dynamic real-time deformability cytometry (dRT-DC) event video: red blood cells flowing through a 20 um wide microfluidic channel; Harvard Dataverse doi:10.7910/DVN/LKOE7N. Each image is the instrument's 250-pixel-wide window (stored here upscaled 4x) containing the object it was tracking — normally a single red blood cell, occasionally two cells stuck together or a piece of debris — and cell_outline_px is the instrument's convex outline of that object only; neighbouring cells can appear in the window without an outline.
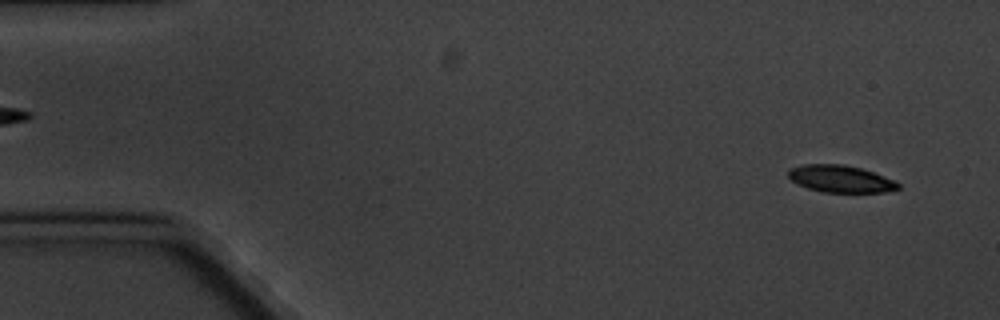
{"species": "common noctule bat (a hibernating species)", "species_latin": "Nyctalus noctula", "temperature_condition": "cold", "stored_images_in_passage": 7, "camera_frame_rate_fps": 3000, "um_per_image_px": 0.085, "animal": {"sex": "male", "body_mass_g": 20.1, "forearm_length_mm": 53.5}, "frame": {"image": 1, "passage_image": 1, "time_ms": 0.0, "image_size_px": [1000, 320], "cell_outline_px": [[900, 188], [884, 192], [824, 192], [808, 188], [792, 180], [788, 176], [788, 172], [792, 168], [804, 164], [844, 164], [860, 168], [896, 180], [900, 184]], "centroid_in_image_um": [71.49, 15.2], "position_along_channel_um": 13.5, "area_um2": 17.17}}
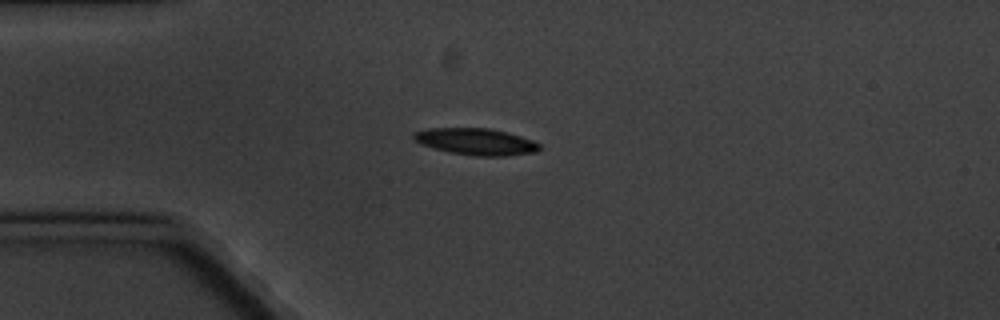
{"frame": {"image": 2, "passage_image": 4, "time_ms": 3.667, "image_size_px": [1000, 320], "cell_outline_px": [[544, 148], [536, 152], [504, 156], [476, 156], [452, 152], [432, 148], [420, 144], [412, 140], [412, 136], [416, 132], [428, 128], [488, 128], [508, 132], [532, 140], [540, 144]], "centroid_in_image_um": [40.47, 12.04], "position_along_channel_um": 44.5, "area_um2": 19.65}}